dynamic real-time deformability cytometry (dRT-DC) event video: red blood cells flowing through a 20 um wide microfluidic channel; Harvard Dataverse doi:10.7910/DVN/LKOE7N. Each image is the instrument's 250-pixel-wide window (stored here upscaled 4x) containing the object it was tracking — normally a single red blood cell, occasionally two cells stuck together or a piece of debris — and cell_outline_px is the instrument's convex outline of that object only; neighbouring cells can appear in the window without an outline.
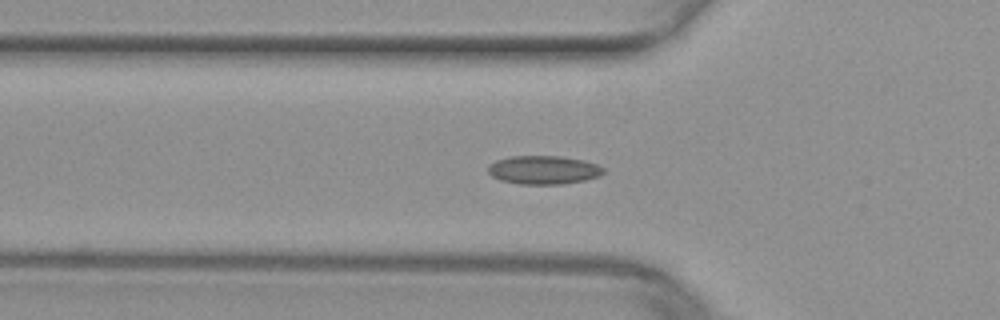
{"species": "common noctule bat (a hibernating species)", "species_latin": "Nyctalus noctula", "temperature_condition": "warm", "stored_images_in_passage": 36, "segment_of_instrument_passage": [1, 2], "camera_frame_rate_fps": 3000, "um_per_image_px": 0.085, "animal": {"sex": "female", "body_mass_g": 29.2, "forearm_length_mm": 56.3}, "frame": {"image": 1, "passage_image": 2, "time_ms": 0.333, "image_size_px": [1000, 320], "cell_outline_px": [[604, 172], [600, 176], [584, 180], [560, 184], [520, 184], [500, 180], [492, 176], [488, 172], [488, 164], [496, 160], [512, 156], [560, 156], [584, 160], [596, 164], [604, 168]], "centroid_in_image_um": [46.19, 14.44], "position_along_channel_um": 79.6, "area_um2": 19.19}}
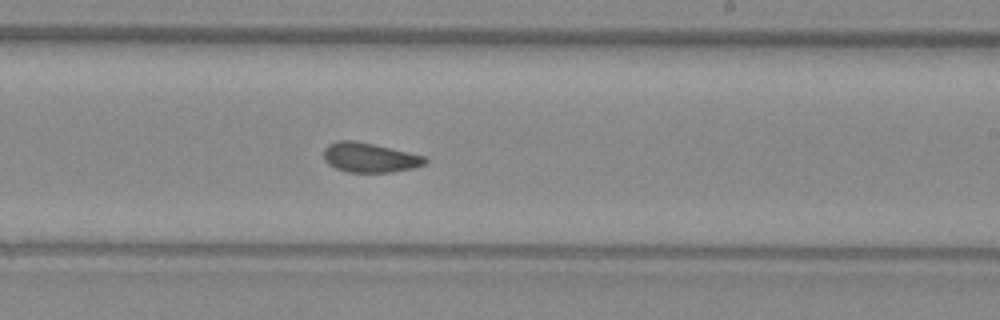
{"frame": {"image": 2, "passage_image": 15, "time_ms": 4.667, "image_size_px": [1000, 320], "cell_outline_px": [[428, 160], [424, 164], [412, 168], [392, 172], [348, 172], [336, 168], [328, 164], [324, 160], [324, 148], [328, 144], [336, 140], [352, 140], [372, 144], [424, 156]], "centroid_in_image_um": [31.37, 13.39], "position_along_channel_um": 257.6, "area_um2": 17.28}}
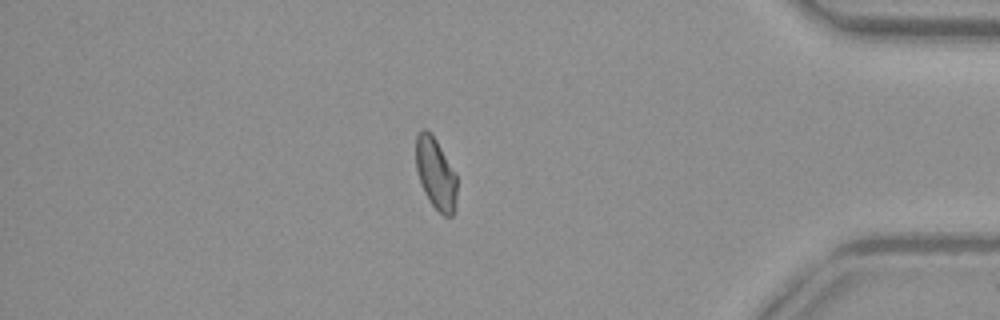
{"frame": {"image": 3, "passage_image": 28, "time_ms": 9.0, "image_size_px": [1000, 320], "cell_outline_px": [[456, 212], [452, 216], [444, 216], [428, 200], [424, 192], [416, 168], [416, 136], [420, 128], [424, 128], [436, 140], [456, 176]], "centroid_in_image_um": [37.03, 14.79], "position_along_channel_um": 398.2, "area_um2": 16.82}}